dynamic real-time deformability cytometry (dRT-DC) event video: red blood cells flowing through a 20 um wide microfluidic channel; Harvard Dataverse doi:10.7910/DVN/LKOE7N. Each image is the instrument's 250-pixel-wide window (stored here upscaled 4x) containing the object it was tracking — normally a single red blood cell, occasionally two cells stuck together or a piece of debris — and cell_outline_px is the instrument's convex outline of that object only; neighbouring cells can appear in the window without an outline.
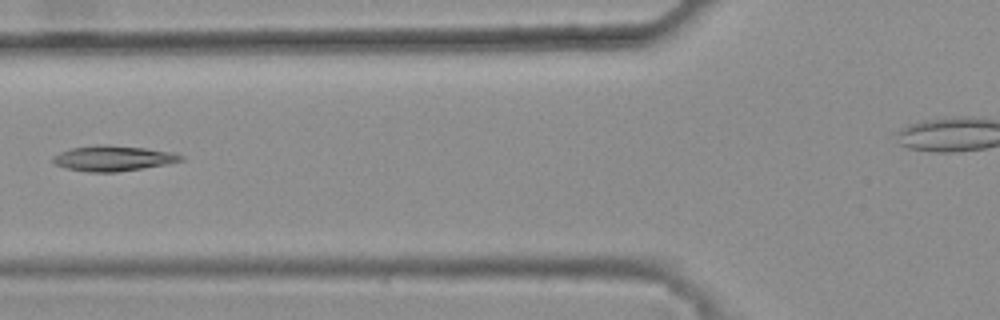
{"species": "common noctule bat (a hibernating species)", "species_latin": "Nyctalus noctula", "temperature_condition": "warm", "stored_images_in_passage": 6, "camera_frame_rate_fps": 3000, "um_per_image_px": 0.085, "animal": {"sex": "female", "body_mass_g": 25.1}, "frame": {"image": 1, "passage_image": 5, "time_ms": 1.333, "image_size_px": [1000, 320], "cell_outline_px": [[184, 160], [164, 164], [116, 172], [88, 172], [68, 168], [56, 164], [52, 160], [52, 156], [60, 152], [72, 148], [96, 144], [108, 144], [144, 148], [172, 152], [184, 156]], "centroid_in_image_um": [9.59, 13.44], "position_along_channel_um": 116.2, "area_um2": 18.73}}
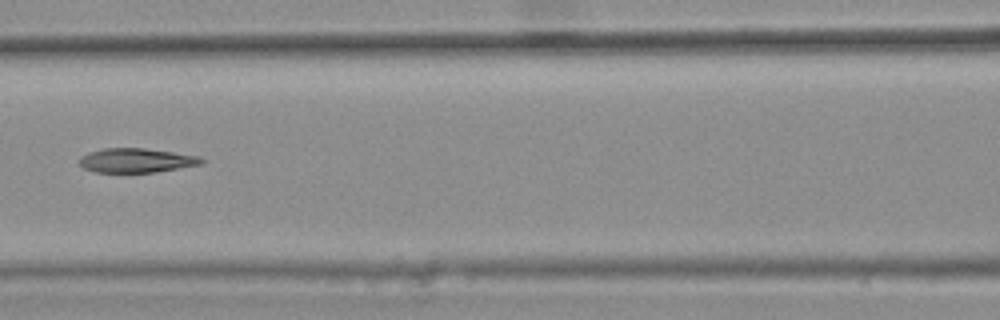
{"frame": {"image": 2, "passage_image": 6, "time_ms": 1.667, "image_size_px": [1000, 320], "cell_outline_px": [[204, 160], [200, 164], [180, 168], [156, 172], [96, 172], [84, 168], [80, 164], [80, 156], [88, 152], [100, 148], [144, 148], [200, 156]], "centroid_in_image_um": [11.56, 13.63], "position_along_channel_um": 155.0, "area_um2": 17.22}}